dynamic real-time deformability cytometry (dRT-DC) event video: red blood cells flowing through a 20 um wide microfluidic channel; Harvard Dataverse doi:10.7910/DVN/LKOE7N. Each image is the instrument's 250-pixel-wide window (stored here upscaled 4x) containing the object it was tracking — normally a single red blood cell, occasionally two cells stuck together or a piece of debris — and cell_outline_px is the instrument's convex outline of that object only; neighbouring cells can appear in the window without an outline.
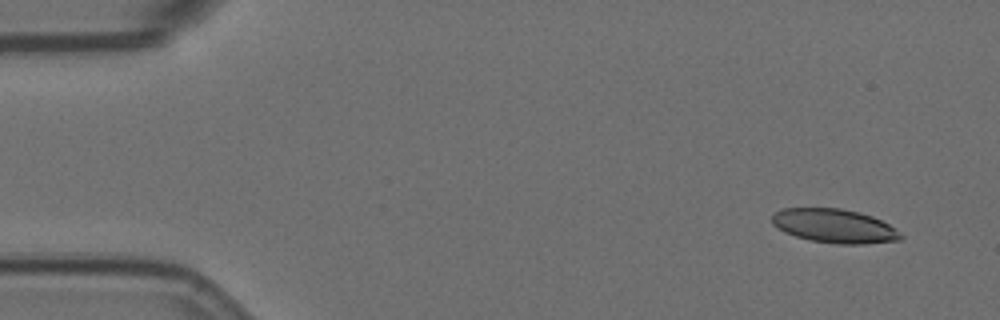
{"species": "Egyptian fruit bat (a non-hibernating species)", "species_latin": "Rousettus aegyptiacus", "temperature_condition": "room temperature", "stored_images_in_passage": 55, "camera_frame_rate_fps": 3000, "um_per_image_px": 0.085, "animal": {"sex": "female"}, "frame": {"image": 1, "passage_image": 1, "time_ms": 0.0, "image_size_px": [1000, 320], "cell_outline_px": [[904, 236], [900, 240], [864, 244], [836, 244], [812, 240], [796, 236], [784, 232], [772, 224], [772, 216], [780, 208], [840, 208], [860, 212], [872, 216], [888, 224], [900, 232]], "centroid_in_image_um": [70.93, 19.2], "position_along_channel_um": 14.1, "area_um2": 25.43}}
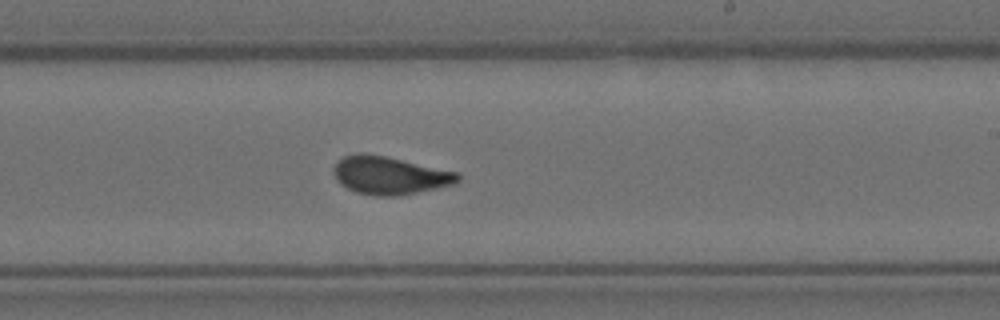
{"frame": {"image": 2, "passage_image": 31, "time_ms": 10.0, "image_size_px": [1000, 320], "cell_outline_px": [[460, 180], [456, 184], [400, 196], [376, 196], [356, 192], [340, 184], [336, 180], [332, 168], [344, 156], [360, 152], [384, 156], [460, 172]], "centroid_in_image_um": [33.15, 14.92], "position_along_channel_um": 255.8, "area_um2": 27.57}}
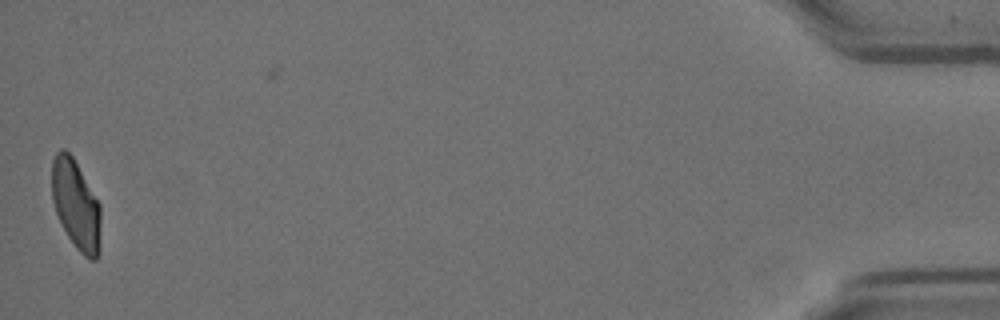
{"frame": {"image": 3, "passage_image": 54, "time_ms": 17.667, "image_size_px": [1000, 320], "cell_outline_px": [[100, 256], [96, 260], [88, 260], [76, 248], [68, 236], [56, 212], [52, 200], [52, 160], [56, 152], [60, 148], [64, 148], [72, 156], [100, 204]], "centroid_in_image_um": [6.47, 17.43], "position_along_channel_um": 428.7, "area_um2": 25.55}, "authors_computed_cell_mechanics": {"area_um2": 26.5302, "velocity_mm_per_s": 3.5102, "shape_relaxation_time_tau1_ms": 6.0254, "shape_relaxation_time_tau2_ms": 1.1509, "deformation_change_tau1": 0.1496, "deformation_change_tau2": 0.0678}}